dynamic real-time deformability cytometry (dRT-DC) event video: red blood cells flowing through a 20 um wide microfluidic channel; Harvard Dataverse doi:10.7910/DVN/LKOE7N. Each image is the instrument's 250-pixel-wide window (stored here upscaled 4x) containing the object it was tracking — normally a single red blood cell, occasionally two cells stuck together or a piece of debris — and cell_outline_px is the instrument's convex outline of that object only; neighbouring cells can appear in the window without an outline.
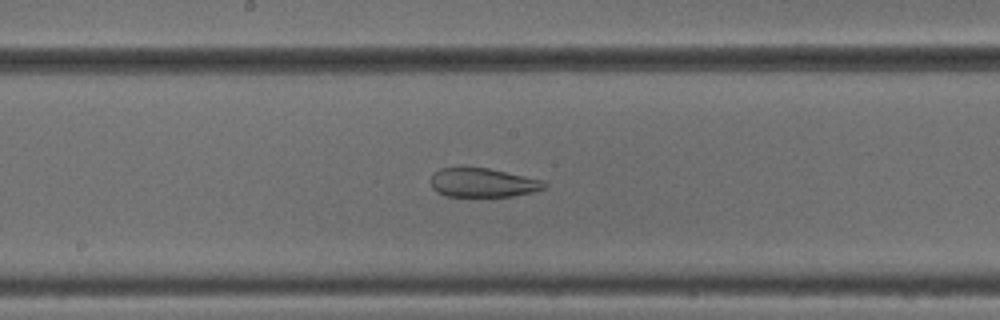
{"species": "common noctule bat (a hibernating species)", "species_latin": "Nyctalus noctula", "temperature_condition": "cold", "stored_images_in_passage": 48, "camera_frame_rate_fps": 3000, "um_per_image_px": 0.085, "animal": {"sex": "male", "body_mass_g": 18.8}, "frame": {"image": 1, "passage_image": 24, "time_ms": 7.667, "image_size_px": [1000, 320], "cell_outline_px": [[548, 184], [544, 188], [532, 192], [512, 196], [444, 196], [436, 192], [432, 188], [432, 176], [440, 168], [488, 168], [544, 180]], "centroid_in_image_um": [41.06, 15.53], "position_along_channel_um": 207.1, "area_um2": 19.02}}
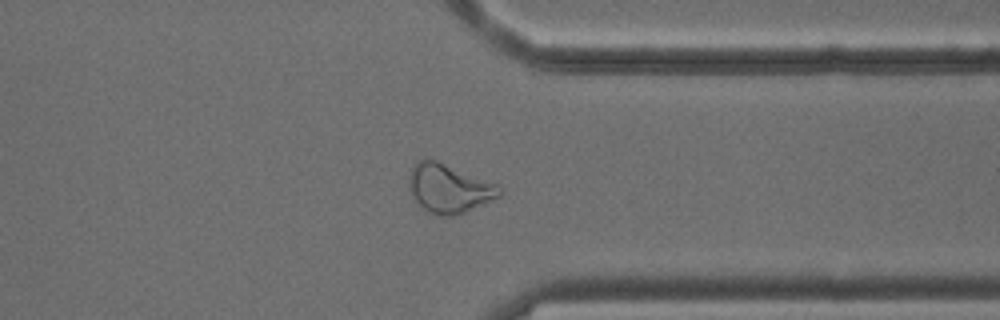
{"frame": {"image": 2, "passage_image": 37, "time_ms": 12.0, "image_size_px": [1000, 320], "cell_outline_px": [[500, 196], [460, 216], [436, 216], [420, 208], [412, 196], [408, 184], [408, 176], [412, 164], [416, 160], [424, 156], [436, 160], [496, 184], [500, 188]], "centroid_in_image_um": [38.08, 16.02], "position_along_channel_um": 373.3, "area_um2": 26.3}}
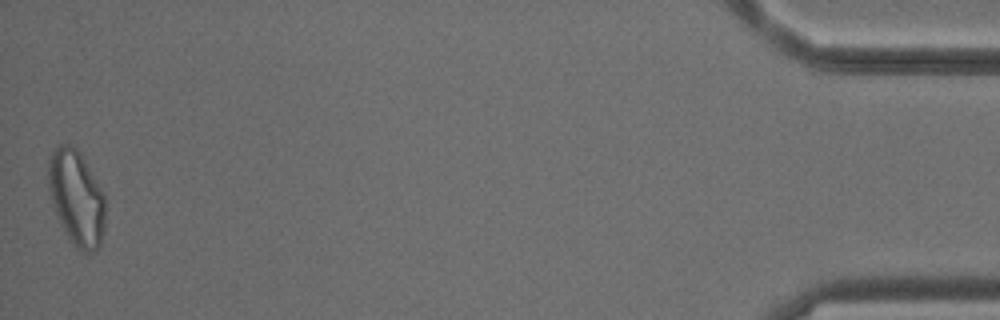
{"frame": {"image": 3, "passage_image": 48, "time_ms": 15.667, "image_size_px": [1000, 320], "cell_outline_px": [[104, 232], [100, 244], [96, 252], [84, 252], [76, 248], [68, 240], [60, 224], [48, 188], [48, 160], [52, 152], [60, 144], [72, 144], [80, 152], [104, 192]], "centroid_in_image_um": [6.5, 16.83], "position_along_channel_um": 428.7, "area_um2": 31.79}, "authors_computed_cell_mechanics": {"area_um2": 26.6169, "velocity_mm_per_s": 3.8777, "shape_relaxation_time_tau1_ms": null, "shape_relaxation_time_tau2_ms": 3.1886, "deformation_change_tau1": null, "deformation_change_tau2": 0.1119}}